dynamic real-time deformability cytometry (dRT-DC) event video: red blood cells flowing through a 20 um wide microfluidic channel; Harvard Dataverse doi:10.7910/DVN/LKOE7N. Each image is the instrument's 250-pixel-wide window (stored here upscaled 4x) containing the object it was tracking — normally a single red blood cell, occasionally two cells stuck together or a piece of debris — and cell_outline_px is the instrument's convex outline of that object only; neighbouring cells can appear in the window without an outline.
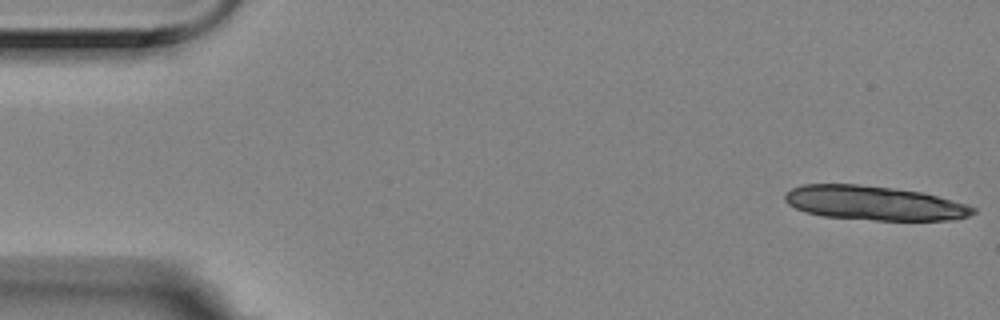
{"species": "Egyptian fruit bat (a non-hibernating species)", "species_latin": "Rousettus aegyptiacus", "temperature_condition": "room temperature", "stored_images_in_passage": 9, "camera_frame_rate_fps": 3000, "um_per_image_px": 0.085, "animal": {"sex": "female"}, "frame": {"image": 1, "passage_image": 1, "time_ms": 0.0, "image_size_px": [1000, 320], "cell_outline_px": [[976, 212], [968, 216], [948, 220], [876, 220], [824, 216], [808, 212], [796, 208], [788, 204], [784, 200], [784, 196], [792, 188], [800, 184], [860, 184], [892, 188], [920, 192], [968, 204], [976, 208]], "centroid_in_image_um": [74.3, 17.25], "position_along_channel_um": 10.7, "area_um2": 37.28}}
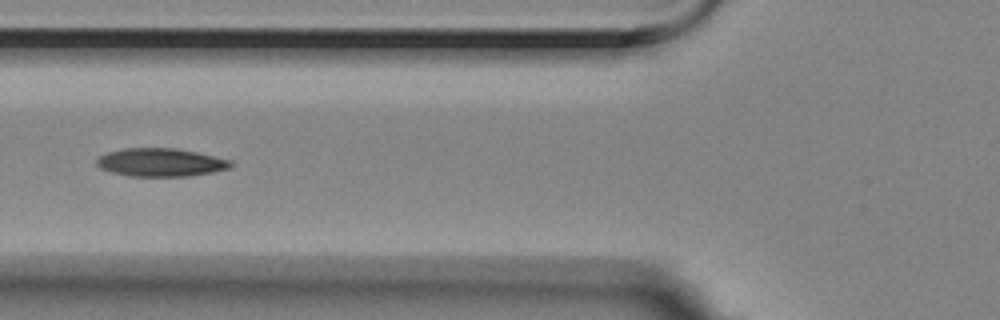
{"frame": {"image": 2, "passage_image": 7, "time_ms": 2.0, "image_size_px": [1000, 320], "cell_outline_px": [[232, 168], [212, 172], [188, 176], [128, 176], [112, 172], [100, 168], [96, 164], [96, 160], [100, 156], [108, 152], [124, 148], [176, 148], [196, 152], [232, 160]], "centroid_in_image_um": [13.67, 13.8], "position_along_channel_um": 112.1, "area_um2": 22.02}}
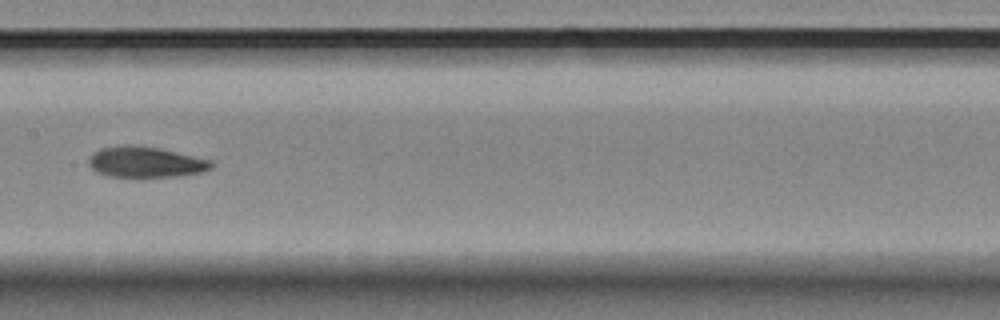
{"frame": {"image": 3, "passage_image": 9, "time_ms": 2.667, "image_size_px": [1000, 320], "cell_outline_px": [[216, 164], [212, 168], [204, 172], [176, 176], [108, 176], [96, 172], [88, 164], [88, 156], [92, 152], [100, 148], [124, 144], [132, 144], [160, 148], [212, 160]], "centroid_in_image_um": [12.37, 13.75], "position_along_channel_um": 195.0, "area_um2": 22.25}}